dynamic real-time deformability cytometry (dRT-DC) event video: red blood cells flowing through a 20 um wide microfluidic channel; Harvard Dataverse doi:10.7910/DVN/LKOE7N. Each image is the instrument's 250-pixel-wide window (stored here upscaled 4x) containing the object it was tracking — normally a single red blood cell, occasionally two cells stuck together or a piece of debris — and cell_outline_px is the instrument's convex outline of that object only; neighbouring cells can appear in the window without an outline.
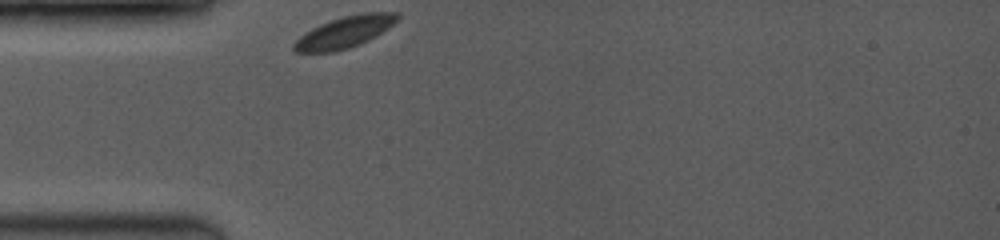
{"species": "common noctule bat (a hibernating species)", "species_latin": "Nyctalus noctula", "temperature_condition": "room temperature", "stored_images_in_passage": 24, "camera_frame_rate_fps": 3500, "um_per_image_px": 0.085, "animal": {"sex": "female", "body_mass_g": 19.0, "forearm_length_mm": 53.3}, "frame": {"image": 1, "passage_image": 1, "time_ms": 0.0, "image_size_px": [1000, 240], "cell_outline_px": [[400, 16], [388, 28], [376, 36], [360, 44], [336, 52], [296, 52], [292, 48], [292, 44], [304, 32], [320, 24], [344, 16], [364, 12], [396, 12]], "centroid_in_image_um": [29.27, 2.74], "position_along_channel_um": 55.7, "area_um2": 18.9}}
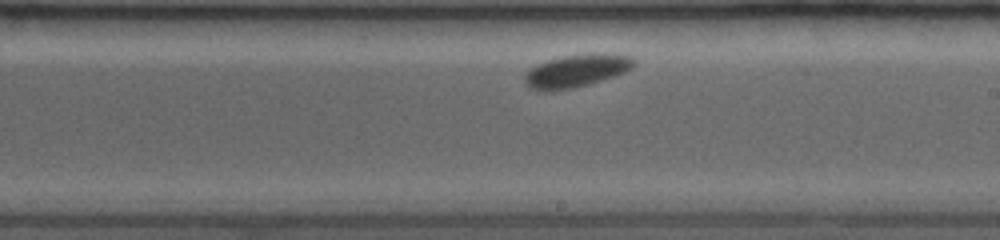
{"frame": {"image": 2, "passage_image": 14, "time_ms": 5.143, "image_size_px": [1000, 240], "cell_outline_px": [[636, 64], [632, 68], [624, 72], [588, 84], [572, 88], [528, 88], [524, 80], [524, 76], [532, 68], [548, 60], [564, 56], [604, 52], [628, 56]], "centroid_in_image_um": [49.05, 5.98], "position_along_channel_um": 239.9, "area_um2": 19.88}}
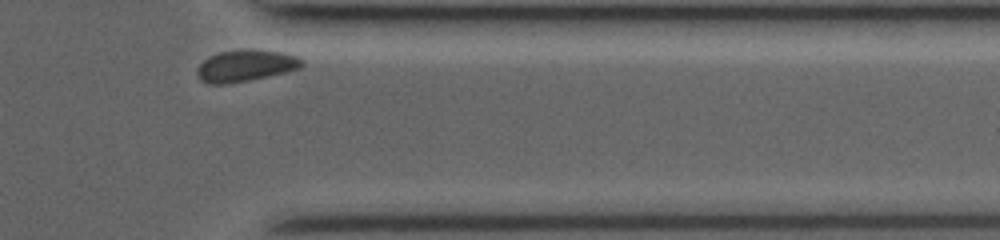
{"frame": {"image": 3, "passage_image": 24, "time_ms": 9.143, "image_size_px": [1000, 240], "cell_outline_px": [[304, 64], [300, 68], [284, 72], [248, 80], [224, 84], [208, 84], [200, 80], [196, 72], [200, 64], [204, 60], [220, 52], [280, 52], [296, 56], [304, 60]], "centroid_in_image_um": [20.86, 5.64], "position_along_channel_um": 390.5, "area_um2": 18.26}, "authors_computed_cell_mechanics": {"area_um2": 19.2763, "velocity_mm_per_s": 3.6998, "shape_relaxation_time_tau1_ms": 0.8062, "shape_relaxation_time_tau2_ms": null, "deformation_change_tau1": 0.03, "deformation_change_tau2": null}}